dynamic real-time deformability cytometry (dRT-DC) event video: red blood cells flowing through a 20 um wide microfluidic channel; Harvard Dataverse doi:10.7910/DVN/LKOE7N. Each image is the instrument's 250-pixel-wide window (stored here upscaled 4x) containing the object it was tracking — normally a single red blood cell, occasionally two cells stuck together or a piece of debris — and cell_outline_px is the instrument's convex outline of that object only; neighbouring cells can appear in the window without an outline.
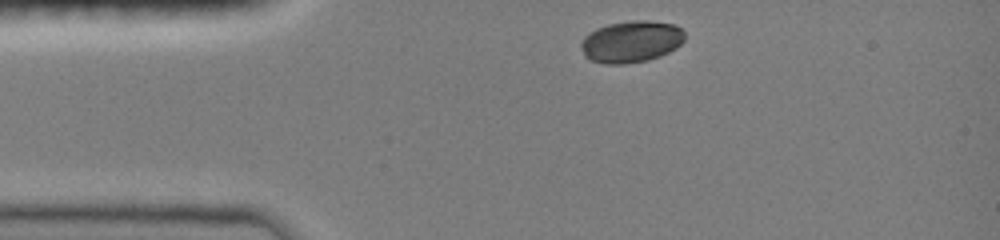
{"species": "common noctule bat (a hibernating species)", "species_latin": "Nyctalus noctula", "temperature_condition": "room temperature", "stored_images_in_passage": 28, "camera_frame_rate_fps": 3000, "um_per_image_px": 0.085, "animal": {"sex": "female", "body_mass_g": 19.0, "forearm_length_mm": 51.5}, "frame": {"image": 1, "passage_image": 1, "time_ms": 0.0, "image_size_px": [1000, 240], "cell_outline_px": [[684, 40], [676, 48], [660, 56], [648, 60], [624, 64], [604, 64], [588, 60], [584, 56], [580, 44], [584, 36], [596, 28], [608, 24], [632, 20], [648, 20], [672, 24], [680, 28], [684, 32]], "centroid_in_image_um": [53.62, 3.54], "position_along_channel_um": 31.4, "area_um2": 25.37}}
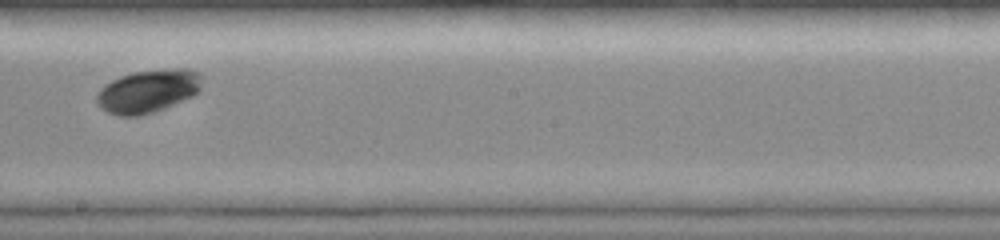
{"frame": {"image": 2, "passage_image": 16, "time_ms": 6.0, "image_size_px": [1000, 240], "cell_outline_px": [[200, 92], [192, 96], [156, 112], [140, 116], [120, 116], [108, 112], [96, 100], [96, 96], [100, 88], [104, 84], [120, 76], [132, 72], [164, 68], [188, 68], [196, 72], [200, 76]], "centroid_in_image_um": [12.59, 7.73], "position_along_channel_um": 235.6, "area_um2": 26.53}}
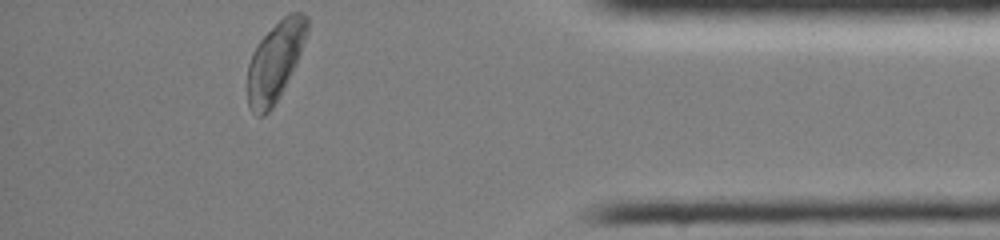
{"frame": {"image": 3, "passage_image": 28, "time_ms": 11.0, "image_size_px": [1000, 240], "cell_outline_px": [[308, 32], [296, 64], [272, 108], [264, 116], [256, 116], [248, 108], [248, 64], [252, 52], [256, 44], [288, 12], [304, 12], [308, 16]], "centroid_in_image_um": [23.38, 5.21], "position_along_channel_um": 411.8, "area_um2": 27.4}, "authors_computed_cell_mechanics": {"area_um2": 26.1545, "velocity_mm_per_s": 4.0129, "shape_relaxation_time_tau1_ms": 1.063, "shape_relaxation_time_tau2_ms": null, "deformation_change_tau1": 0.0786, "deformation_change_tau2": null}}